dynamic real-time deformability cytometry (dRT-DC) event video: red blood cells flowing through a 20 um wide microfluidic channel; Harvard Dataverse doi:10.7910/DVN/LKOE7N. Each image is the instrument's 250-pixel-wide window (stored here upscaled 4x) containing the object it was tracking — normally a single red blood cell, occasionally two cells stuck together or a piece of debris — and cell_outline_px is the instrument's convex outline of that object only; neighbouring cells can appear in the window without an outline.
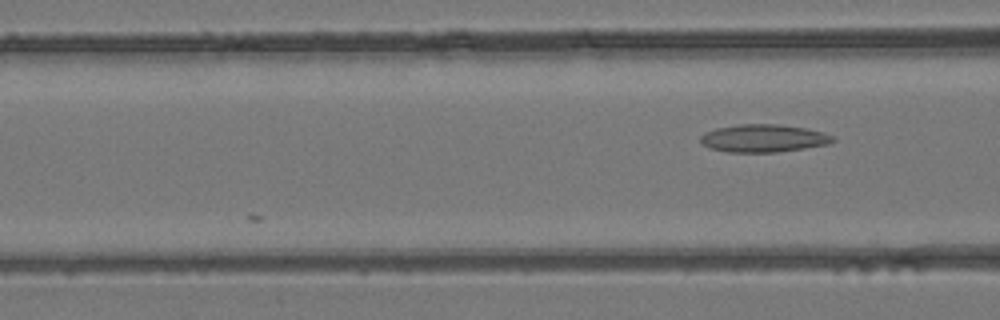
{"species": "common noctule bat (a hibernating species)", "species_latin": "Nyctalus noctula", "temperature_condition": "room temperature", "stored_images_in_passage": 6, "camera_frame_rate_fps": 3000, "um_per_image_px": 0.085, "animal": {"sex": "female", "body_mass_g": 24.6, "forearm_length_mm": 56.2}, "frame": {"image": 1, "passage_image": 6, "time_ms": 1.667, "image_size_px": [1000, 320], "cell_outline_px": [[836, 140], [828, 144], [804, 148], [776, 152], [728, 152], [708, 148], [700, 144], [700, 136], [716, 128], [740, 124], [776, 124], [808, 128], [824, 132], [836, 136]], "centroid_in_image_um": [64.92, 11.75], "position_along_channel_um": 101.7, "area_um2": 21.56}}